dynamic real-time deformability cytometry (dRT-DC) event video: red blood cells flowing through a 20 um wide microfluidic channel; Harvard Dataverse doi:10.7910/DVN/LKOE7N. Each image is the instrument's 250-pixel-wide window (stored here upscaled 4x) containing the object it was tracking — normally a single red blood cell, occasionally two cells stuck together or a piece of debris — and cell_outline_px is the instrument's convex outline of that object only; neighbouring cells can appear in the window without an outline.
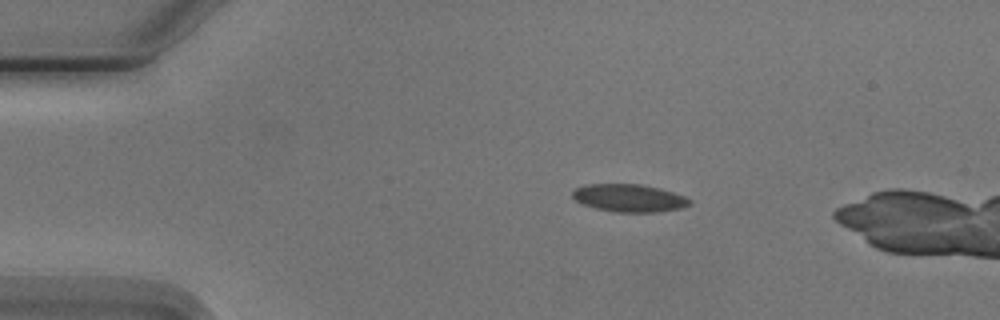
{"species": "Egyptian fruit bat (a non-hibernating species)", "species_latin": "Rousettus aegyptiacus", "temperature_condition": "cold", "stored_images_in_passage": 4, "camera_frame_rate_fps": 3000, "um_per_image_px": 0.085, "animal": {"sex": "male"}, "frame": {"image": 1, "passage_image": 2, "time_ms": 1.333, "image_size_px": [1000, 320], "cell_outline_px": [[692, 204], [680, 208], [656, 212], [616, 212], [596, 208], [584, 204], [576, 200], [572, 196], [572, 192], [576, 188], [584, 184], [640, 184], [660, 188], [684, 196], [692, 200]], "centroid_in_image_um": [53.49, 16.82], "position_along_channel_um": 31.5, "area_um2": 18.84}}